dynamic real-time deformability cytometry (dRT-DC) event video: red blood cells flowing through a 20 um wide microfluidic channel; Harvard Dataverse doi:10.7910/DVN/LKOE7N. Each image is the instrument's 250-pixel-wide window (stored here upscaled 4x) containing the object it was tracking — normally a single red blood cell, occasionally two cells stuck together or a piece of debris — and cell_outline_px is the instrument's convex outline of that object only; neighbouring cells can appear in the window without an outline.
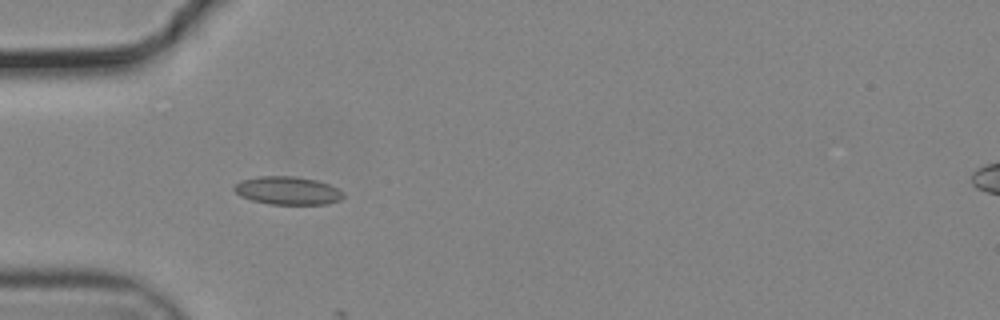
{"species": "common noctule bat (a hibernating species)", "species_latin": "Nyctalus noctula", "temperature_condition": "cold", "stored_images_in_passage": 18, "camera_frame_rate_fps": 3000, "um_per_image_px": 0.085, "animal": {"sex": "male", "body_mass_g": 19.2, "forearm_length_mm": 51.8}, "frame": {"image": 1, "passage_image": 17, "time_ms": 5.333, "image_size_px": [1000, 320], "cell_outline_px": [[344, 196], [340, 200], [324, 204], [268, 204], [252, 200], [240, 196], [232, 188], [240, 180], [256, 176], [292, 176], [316, 180], [328, 184], [344, 192]], "centroid_in_image_um": [24.42, 16.19], "position_along_channel_um": 60.6, "area_um2": 17.86}}